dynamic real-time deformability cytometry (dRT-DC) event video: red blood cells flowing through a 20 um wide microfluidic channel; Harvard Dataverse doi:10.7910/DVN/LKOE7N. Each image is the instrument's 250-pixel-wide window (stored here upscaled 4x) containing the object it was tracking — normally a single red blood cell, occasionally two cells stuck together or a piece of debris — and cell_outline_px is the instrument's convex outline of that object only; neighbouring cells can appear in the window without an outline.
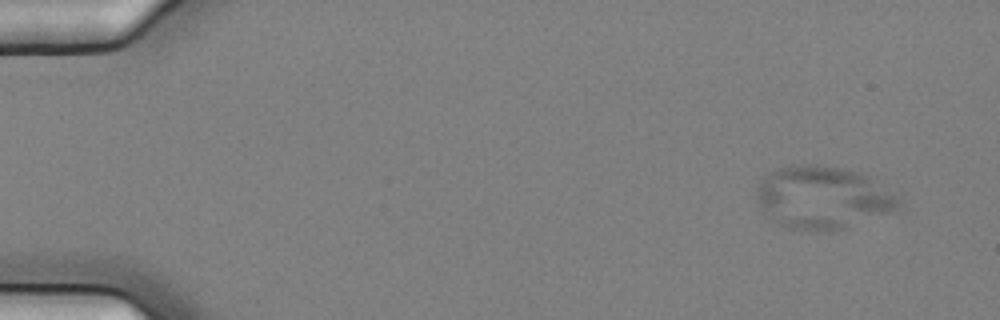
{"species": "common noctule bat (a hibernating species)", "species_latin": "Nyctalus noctula", "temperature_condition": "cold", "stored_images_in_passage": 5, "camera_frame_rate_fps": 3000, "um_per_image_px": 0.085, "animal": {"sex": "female", "body_mass_g": 25.1}, "frame": {"image": 1, "passage_image": 1, "time_ms": 0.0, "image_size_px": [1000, 320], "cell_outline_px": [[904, 200], [892, 212], [844, 228], [816, 232], [788, 228], [772, 220], [756, 204], [756, 188], [772, 172], [780, 168], [808, 164], [820, 164], [860, 172], [868, 176]], "centroid_in_image_um": [69.94, 16.81], "position_along_channel_um": 15.1, "area_um2": 51.67}}
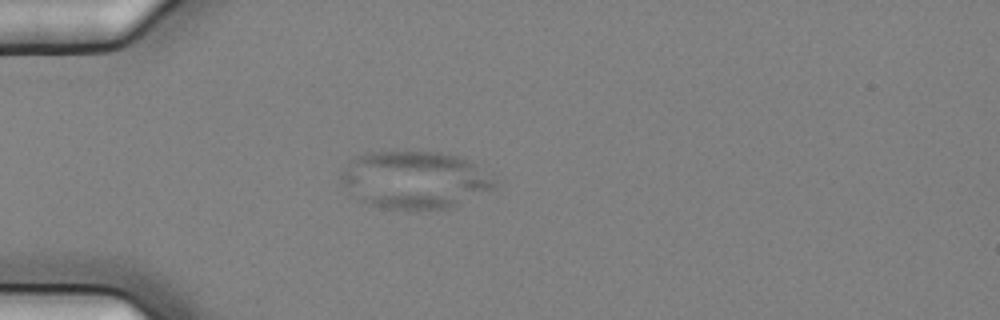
{"frame": {"image": 2, "passage_image": 3, "time_ms": 0.667, "image_size_px": [1000, 320], "cell_outline_px": [[496, 188], [452, 208], [416, 212], [380, 208], [368, 204], [360, 200], [344, 184], [340, 176], [340, 172], [352, 156], [368, 152], [448, 152], [460, 156], [468, 160], [496, 184]], "centroid_in_image_um": [35.21, 15.32], "position_along_channel_um": 49.8, "area_um2": 51.96}}